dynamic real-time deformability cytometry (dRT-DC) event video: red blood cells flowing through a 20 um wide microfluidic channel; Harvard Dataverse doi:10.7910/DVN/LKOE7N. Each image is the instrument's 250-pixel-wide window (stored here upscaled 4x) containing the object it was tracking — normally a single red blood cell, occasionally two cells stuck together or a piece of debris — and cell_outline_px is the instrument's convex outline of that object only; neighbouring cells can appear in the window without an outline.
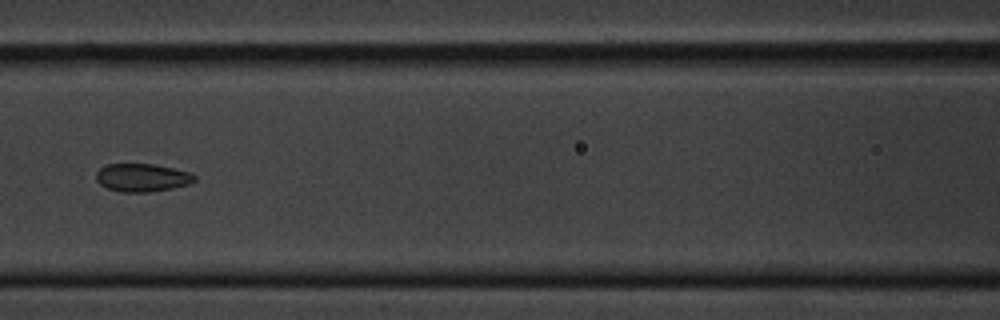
{"species": "common noctule bat (a hibernating species)", "species_latin": "Nyctalus noctula", "temperature_condition": "cold", "stored_images_in_passage": 8, "camera_frame_rate_fps": 3000, "um_per_image_px": 0.085, "animal": {"sex": "male", "body_mass_g": 20.1, "forearm_length_mm": 53.5}, "frame": {"image": 1, "passage_image": 8, "time_ms": 8.333, "image_size_px": [1000, 320], "cell_outline_px": [[196, 180], [188, 184], [172, 188], [148, 192], [124, 192], [108, 188], [100, 184], [96, 180], [96, 172], [104, 164], [152, 164], [172, 168], [188, 172], [196, 176]], "centroid_in_image_um": [12.06, 15.09], "position_along_channel_um": 154.5, "area_um2": 15.95}}